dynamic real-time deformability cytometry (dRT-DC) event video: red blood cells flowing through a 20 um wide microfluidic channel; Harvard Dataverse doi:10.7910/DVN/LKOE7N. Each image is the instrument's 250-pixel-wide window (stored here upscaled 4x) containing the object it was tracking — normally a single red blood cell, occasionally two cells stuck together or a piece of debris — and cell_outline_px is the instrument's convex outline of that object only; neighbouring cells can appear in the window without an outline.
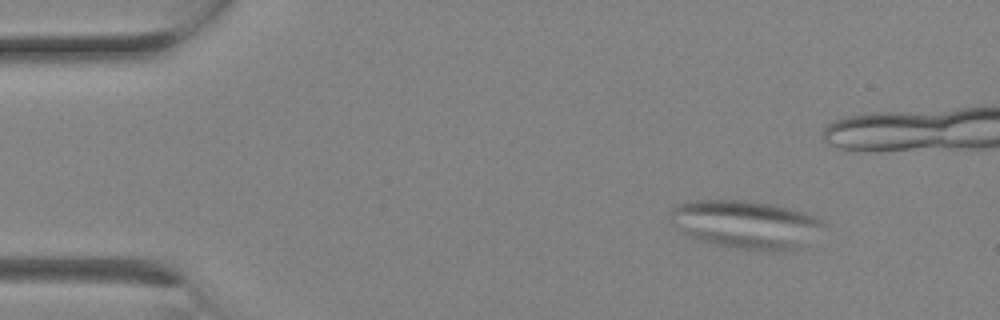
{"species": "Egyptian fruit bat (a non-hibernating species)", "species_latin": "Rousettus aegyptiacus", "temperature_condition": "room temperature", "stored_images_in_passage": 2, "camera_frame_rate_fps": 3000, "um_per_image_px": 0.085, "animal": {"sex": "female"}, "frame": {"image": 1, "passage_image": 1, "time_ms": 0.0, "image_size_px": [1000, 320], "cell_outline_px": [[828, 224], [804, 248], [776, 252], [768, 252], [712, 244], [700, 240], [668, 224], [668, 212], [676, 204], [692, 200], [744, 200], [772, 204], [804, 212], [824, 220]], "centroid_in_image_um": [63.42, 19.08], "position_along_channel_um": 21.6, "area_um2": 43.93}}